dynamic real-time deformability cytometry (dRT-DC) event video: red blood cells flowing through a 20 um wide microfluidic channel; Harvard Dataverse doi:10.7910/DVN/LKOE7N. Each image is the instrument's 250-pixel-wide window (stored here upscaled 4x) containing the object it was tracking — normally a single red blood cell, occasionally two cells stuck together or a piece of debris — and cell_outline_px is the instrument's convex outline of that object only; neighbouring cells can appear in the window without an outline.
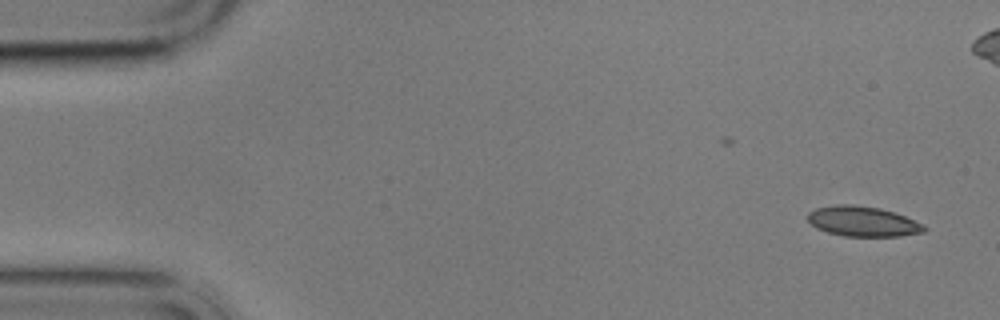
{"species": "common noctule bat (a hibernating species)", "species_latin": "Nyctalus noctula", "temperature_condition": "cold", "stored_images_in_passage": 3, "camera_frame_rate_fps": 3000, "um_per_image_px": 0.085, "animal": {"sex": "male", "body_mass_g": 17.9}, "frame": {"image": 1, "passage_image": 3, "time_ms": 2.333, "image_size_px": [1000, 320], "cell_outline_px": [[928, 228], [924, 232], [900, 236], [844, 236], [828, 232], [816, 228], [808, 220], [808, 212], [816, 208], [836, 204], [852, 204], [880, 208], [904, 216], [924, 224]], "centroid_in_image_um": [73.34, 18.82], "position_along_channel_um": 11.7, "area_um2": 20.4}}